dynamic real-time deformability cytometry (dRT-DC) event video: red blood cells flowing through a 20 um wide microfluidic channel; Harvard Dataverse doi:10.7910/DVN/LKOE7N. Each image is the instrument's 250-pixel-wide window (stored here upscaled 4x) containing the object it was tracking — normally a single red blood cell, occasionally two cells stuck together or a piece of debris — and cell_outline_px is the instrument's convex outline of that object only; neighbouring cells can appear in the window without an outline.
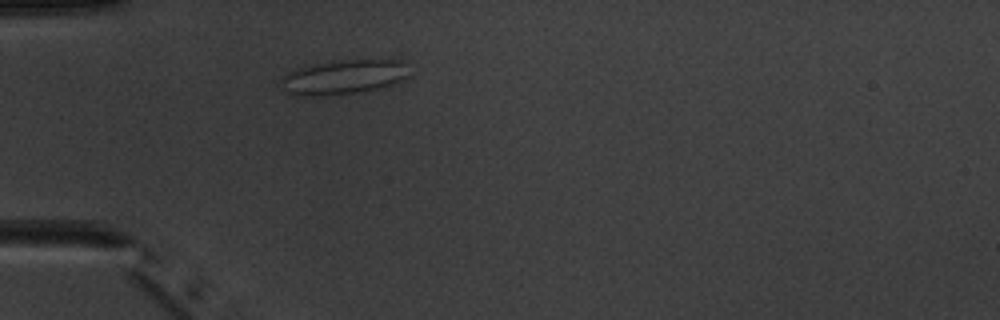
{"species": "common noctule bat (a hibernating species)", "species_latin": "Nyctalus noctula", "temperature_condition": "warm", "stored_images_in_passage": 1, "camera_frame_rate_fps": 3000, "um_per_image_px": 0.085, "animal": {"sex": "male", "body_mass_g": 20.1, "forearm_length_mm": 53.5}, "frame": {"image": 1, "passage_image": 1, "time_ms": 0.0, "image_size_px": [1000, 320], "cell_outline_px": [[408, 76], [392, 84], [376, 88], [356, 92], [328, 96], [304, 96], [288, 92], [280, 88], [280, 80], [288, 72], [300, 68], [332, 60], [400, 60]], "centroid_in_image_um": [29.11, 6.56], "position_along_channel_um": 55.9, "area_um2": 25.26}}